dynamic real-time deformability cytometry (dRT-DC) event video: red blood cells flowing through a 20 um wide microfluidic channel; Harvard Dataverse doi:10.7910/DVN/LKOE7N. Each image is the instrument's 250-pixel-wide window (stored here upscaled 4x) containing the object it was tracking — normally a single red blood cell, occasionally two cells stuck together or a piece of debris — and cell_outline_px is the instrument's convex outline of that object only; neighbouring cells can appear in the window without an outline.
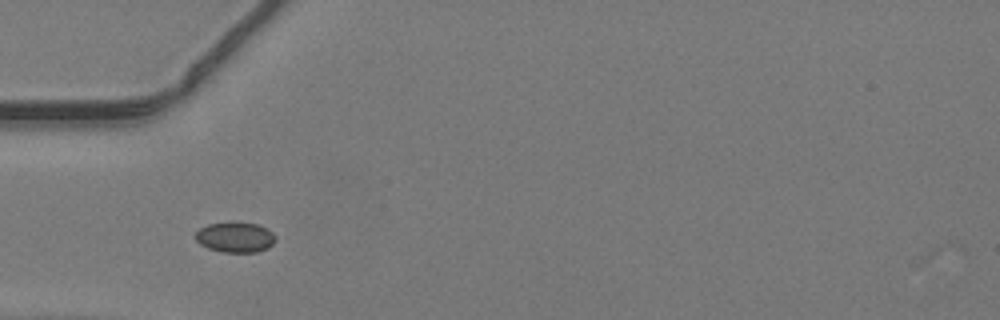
{"species": "common noctule bat (a hibernating species)", "species_latin": "Nyctalus noctula", "temperature_condition": "warm", "stored_images_in_passage": 33, "camera_frame_rate_fps": 3000, "um_per_image_px": 0.085, "animal": {"sex": "male", "body_mass_g": 19.2, "forearm_length_mm": 51.8}, "frame": {"image": 1, "passage_image": 1, "time_ms": 0.0, "image_size_px": [1000, 320], "cell_outline_px": [[276, 240], [268, 248], [256, 252], [224, 252], [208, 248], [200, 244], [196, 240], [196, 232], [200, 228], [208, 224], [260, 224], [268, 228], [276, 236]], "centroid_in_image_um": [20.03, 20.19], "position_along_channel_um": 65.0, "area_um2": 13.81}}
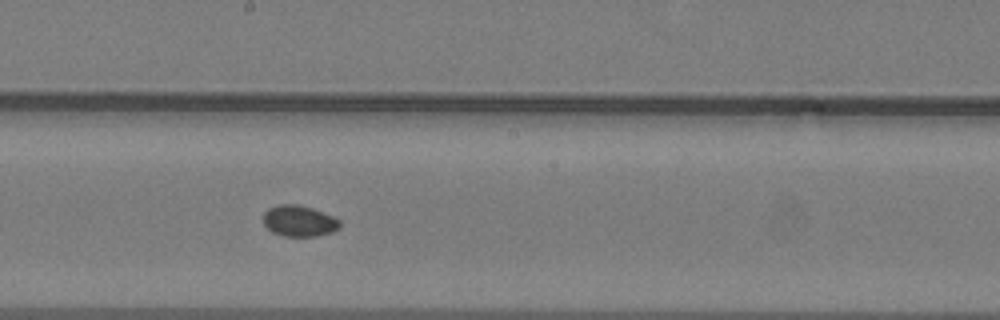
{"frame": {"image": 2, "passage_image": 12, "time_ms": 3.667, "image_size_px": [1000, 320], "cell_outline_px": [[340, 224], [332, 232], [316, 236], [284, 236], [272, 232], [264, 224], [264, 212], [268, 208], [280, 204], [296, 204], [312, 208], [332, 216], [340, 220]], "centroid_in_image_um": [25.4, 18.78], "position_along_channel_um": 222.8, "area_um2": 13.7}}
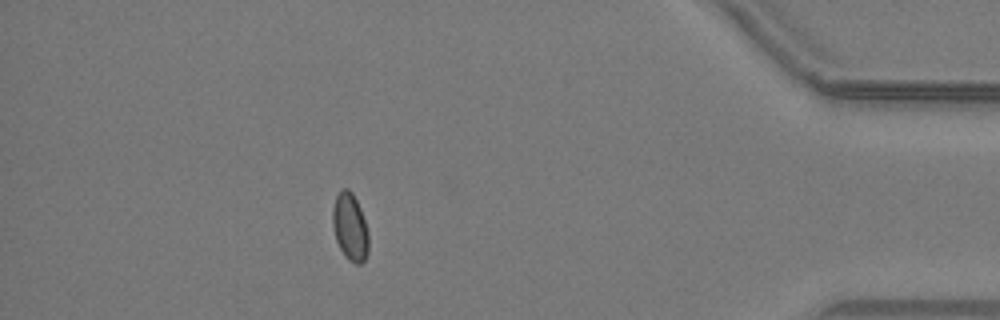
{"frame": {"image": 3, "passage_image": 28, "time_ms": 9.0, "image_size_px": [1000, 320], "cell_outline_px": [[368, 252], [364, 260], [360, 264], [356, 264], [348, 260], [344, 256], [336, 240], [332, 224], [332, 208], [336, 196], [340, 188], [348, 188], [352, 192], [360, 208], [368, 232]], "centroid_in_image_um": [29.73, 19.28], "position_along_channel_um": 405.5, "area_um2": 14.22}}